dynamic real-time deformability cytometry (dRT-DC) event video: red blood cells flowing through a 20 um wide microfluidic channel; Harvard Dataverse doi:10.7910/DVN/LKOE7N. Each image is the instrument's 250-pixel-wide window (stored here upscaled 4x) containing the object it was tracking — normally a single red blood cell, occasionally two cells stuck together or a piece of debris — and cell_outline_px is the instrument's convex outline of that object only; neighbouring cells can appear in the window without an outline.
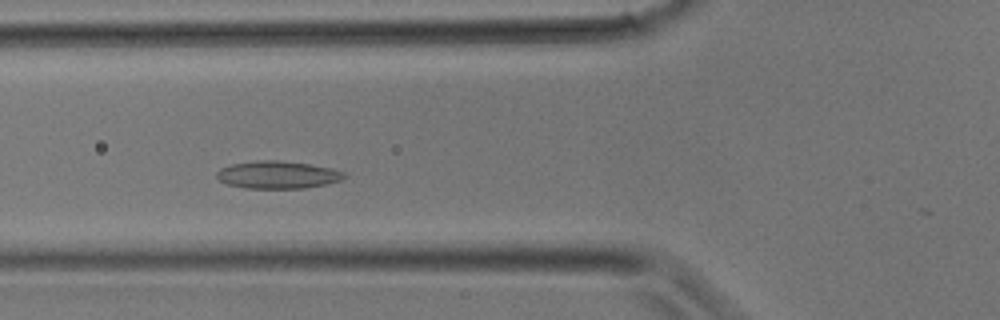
{"species": "common noctule bat (a hibernating species)", "species_latin": "Nyctalus noctula", "temperature_condition": "room temperature", "stored_images_in_passage": 19, "camera_frame_rate_fps": 3000, "um_per_image_px": 0.085, "animal": {"sex": "male", "body_mass_g": 17.9}, "frame": {"image": 1, "passage_image": 8, "time_ms": 2.333, "image_size_px": [1000, 320], "cell_outline_px": [[348, 176], [340, 180], [324, 184], [304, 188], [244, 188], [228, 184], [220, 180], [216, 176], [216, 172], [220, 168], [232, 164], [256, 160], [280, 160], [308, 164], [332, 168], [344, 172]], "centroid_in_image_um": [23.59, 14.85], "position_along_channel_um": 102.2, "area_um2": 20.4}}
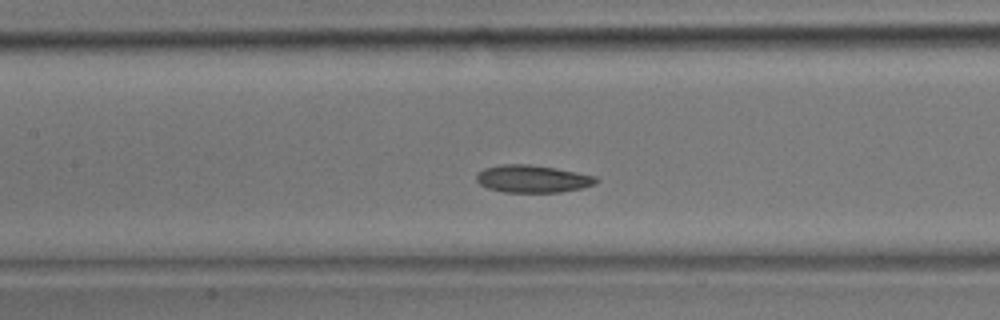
{"frame": {"image": 2, "passage_image": 11, "time_ms": 3.333, "image_size_px": [1000, 320], "cell_outline_px": [[600, 180], [596, 184], [580, 188], [560, 192], [504, 192], [488, 188], [480, 184], [476, 180], [476, 176], [484, 168], [500, 164], [528, 164], [556, 168], [596, 176]], "centroid_in_image_um": [45.28, 15.19], "position_along_channel_um": 162.1, "area_um2": 19.13}}
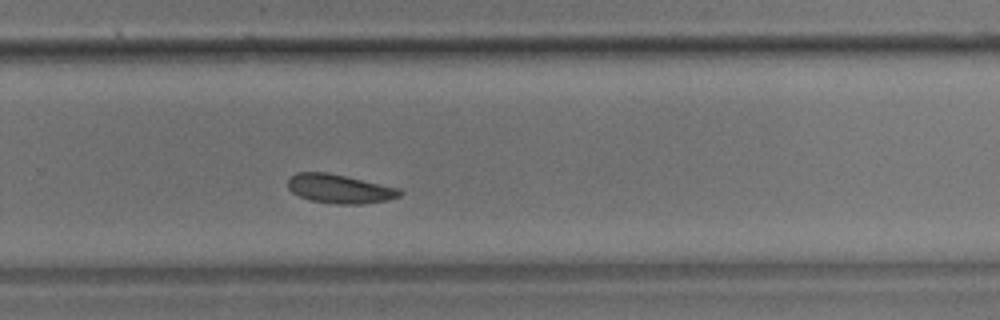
{"frame": {"image": 3, "passage_image": 18, "time_ms": 5.667, "image_size_px": [1000, 320], "cell_outline_px": [[404, 192], [400, 196], [388, 200], [364, 204], [336, 204], [312, 200], [300, 196], [292, 192], [288, 188], [288, 176], [296, 172], [328, 172], [400, 188]], "centroid_in_image_um": [28.88, 16.04], "position_along_channel_um": 300.9, "area_um2": 19.02}}